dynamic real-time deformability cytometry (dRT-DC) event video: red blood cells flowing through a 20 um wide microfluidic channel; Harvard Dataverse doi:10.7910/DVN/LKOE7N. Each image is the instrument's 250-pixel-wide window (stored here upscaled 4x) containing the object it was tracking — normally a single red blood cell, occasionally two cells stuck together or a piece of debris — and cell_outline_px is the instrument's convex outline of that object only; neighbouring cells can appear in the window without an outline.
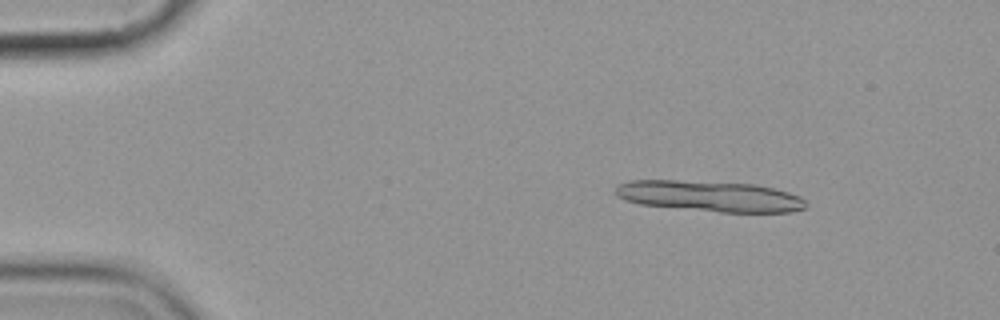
{"species": "common noctule bat (a hibernating species)", "species_latin": "Nyctalus noctula", "temperature_condition": "cold", "stored_images_in_passage": 5, "camera_frame_rate_fps": 3000, "um_per_image_px": 0.085, "animal": {"sex": "female", "body_mass_g": 19.9}, "frame": {"image": 1, "passage_image": 2, "time_ms": 1.0, "image_size_px": [1000, 320], "cell_outline_px": [[808, 204], [804, 208], [792, 212], [720, 212], [640, 204], [624, 200], [616, 196], [616, 188], [620, 184], [628, 180], [676, 180], [756, 184], [788, 192], [800, 196]], "centroid_in_image_um": [60.33, 16.67], "position_along_channel_um": 24.7, "area_um2": 34.1}}
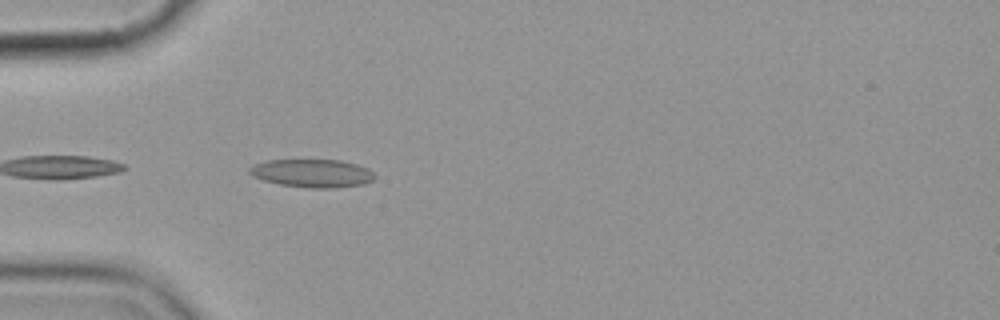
{"frame": {"image": 2, "passage_image": 5, "time_ms": 4.333, "image_size_px": [1000, 320], "cell_outline_px": [[376, 176], [372, 180], [364, 184], [332, 188], [308, 188], [280, 184], [264, 180], [252, 176], [248, 172], [248, 168], [256, 164], [268, 160], [340, 160], [356, 164], [368, 168]], "centroid_in_image_um": [26.54, 14.73], "position_along_channel_um": 58.5, "area_um2": 20.46}}